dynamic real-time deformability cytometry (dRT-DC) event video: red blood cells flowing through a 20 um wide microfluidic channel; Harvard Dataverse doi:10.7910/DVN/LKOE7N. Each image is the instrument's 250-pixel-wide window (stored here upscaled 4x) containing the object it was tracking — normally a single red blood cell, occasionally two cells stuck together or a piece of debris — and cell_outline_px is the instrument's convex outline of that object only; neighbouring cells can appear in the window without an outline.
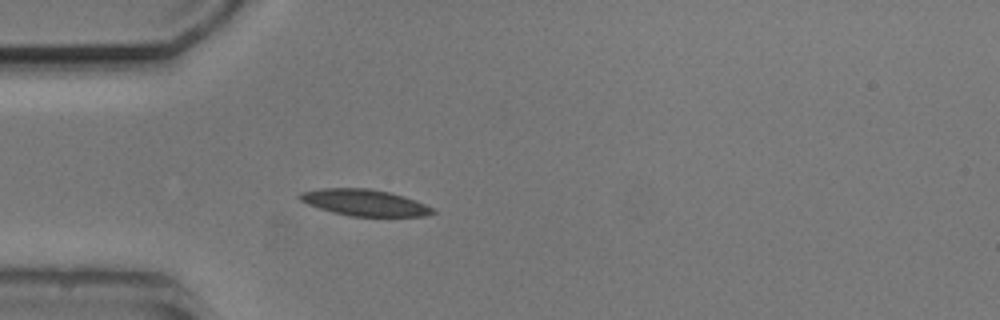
{"species": "common noctule bat (a hibernating species)", "species_latin": "Nyctalus noctula", "temperature_condition": "cold", "stored_images_in_passage": 3, "camera_frame_rate_fps": 3000, "um_per_image_px": 0.085, "animal": {"sex": "male", "body_mass_g": 20.5, "forearm_length_mm": 52.5}, "frame": {"image": 1, "passage_image": 3, "time_ms": 2.333, "image_size_px": [1000, 320], "cell_outline_px": [[436, 212], [424, 216], [348, 216], [332, 212], [308, 204], [300, 200], [296, 196], [300, 192], [320, 188], [368, 188], [388, 192], [404, 196], [416, 200], [432, 208]], "centroid_in_image_um": [30.94, 17.21], "position_along_channel_um": 54.1, "area_um2": 20.4}}